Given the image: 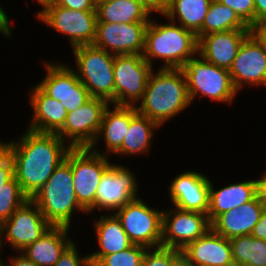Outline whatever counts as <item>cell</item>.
Segmentation results:
<instances>
[{"label":"cell","mask_w":266,"mask_h":266,"mask_svg":"<svg viewBox=\"0 0 266 266\" xmlns=\"http://www.w3.org/2000/svg\"><path fill=\"white\" fill-rule=\"evenodd\" d=\"M20 142L0 143L14 161V172L23 193L31 199L66 159L72 149L56 133L29 130Z\"/></svg>","instance_id":"1"},{"label":"cell","mask_w":266,"mask_h":266,"mask_svg":"<svg viewBox=\"0 0 266 266\" xmlns=\"http://www.w3.org/2000/svg\"><path fill=\"white\" fill-rule=\"evenodd\" d=\"M191 104L185 75L181 68H160L151 72L142 104L137 112L162 125Z\"/></svg>","instance_id":"2"},{"label":"cell","mask_w":266,"mask_h":266,"mask_svg":"<svg viewBox=\"0 0 266 266\" xmlns=\"http://www.w3.org/2000/svg\"><path fill=\"white\" fill-rule=\"evenodd\" d=\"M154 22V23H153ZM199 40L195 33L177 25H158L149 20L145 33L143 58L152 66V57L163 59L162 68H182L198 54Z\"/></svg>","instance_id":"3"},{"label":"cell","mask_w":266,"mask_h":266,"mask_svg":"<svg viewBox=\"0 0 266 266\" xmlns=\"http://www.w3.org/2000/svg\"><path fill=\"white\" fill-rule=\"evenodd\" d=\"M31 200L51 226L69 228L73 210L85 211L77 201L73 185L71 150Z\"/></svg>","instance_id":"4"},{"label":"cell","mask_w":266,"mask_h":266,"mask_svg":"<svg viewBox=\"0 0 266 266\" xmlns=\"http://www.w3.org/2000/svg\"><path fill=\"white\" fill-rule=\"evenodd\" d=\"M79 70L80 82L91 97L100 98L115 105L114 56L93 44L72 49Z\"/></svg>","instance_id":"5"},{"label":"cell","mask_w":266,"mask_h":266,"mask_svg":"<svg viewBox=\"0 0 266 266\" xmlns=\"http://www.w3.org/2000/svg\"><path fill=\"white\" fill-rule=\"evenodd\" d=\"M181 69L186 78L191 102L200 93L212 100L229 103L238 93L229 70L211 64L201 56L188 60Z\"/></svg>","instance_id":"6"},{"label":"cell","mask_w":266,"mask_h":266,"mask_svg":"<svg viewBox=\"0 0 266 266\" xmlns=\"http://www.w3.org/2000/svg\"><path fill=\"white\" fill-rule=\"evenodd\" d=\"M106 154L97 149L72 148L71 169L79 205L85 212L94 210L95 196L104 172L111 166Z\"/></svg>","instance_id":"7"},{"label":"cell","mask_w":266,"mask_h":266,"mask_svg":"<svg viewBox=\"0 0 266 266\" xmlns=\"http://www.w3.org/2000/svg\"><path fill=\"white\" fill-rule=\"evenodd\" d=\"M115 215L133 244L156 248L162 246L163 212L150 208L135 198Z\"/></svg>","instance_id":"8"},{"label":"cell","mask_w":266,"mask_h":266,"mask_svg":"<svg viewBox=\"0 0 266 266\" xmlns=\"http://www.w3.org/2000/svg\"><path fill=\"white\" fill-rule=\"evenodd\" d=\"M152 67L140 54L114 56L115 105L135 106L142 100Z\"/></svg>","instance_id":"9"},{"label":"cell","mask_w":266,"mask_h":266,"mask_svg":"<svg viewBox=\"0 0 266 266\" xmlns=\"http://www.w3.org/2000/svg\"><path fill=\"white\" fill-rule=\"evenodd\" d=\"M37 17L59 33L66 34L73 48L95 41L96 11L72 10L56 4L39 11Z\"/></svg>","instance_id":"10"},{"label":"cell","mask_w":266,"mask_h":266,"mask_svg":"<svg viewBox=\"0 0 266 266\" xmlns=\"http://www.w3.org/2000/svg\"><path fill=\"white\" fill-rule=\"evenodd\" d=\"M109 103L103 99L91 97L75 111L67 113L65 124L57 135L68 140L71 148H89L99 132L102 117Z\"/></svg>","instance_id":"11"},{"label":"cell","mask_w":266,"mask_h":266,"mask_svg":"<svg viewBox=\"0 0 266 266\" xmlns=\"http://www.w3.org/2000/svg\"><path fill=\"white\" fill-rule=\"evenodd\" d=\"M46 77L38 86L50 97L60 101L67 113L75 111L90 98L75 70L61 64L45 63Z\"/></svg>","instance_id":"12"},{"label":"cell","mask_w":266,"mask_h":266,"mask_svg":"<svg viewBox=\"0 0 266 266\" xmlns=\"http://www.w3.org/2000/svg\"><path fill=\"white\" fill-rule=\"evenodd\" d=\"M174 209L173 216L171 211L163 212L162 246L182 251L210 230L211 223L207 214Z\"/></svg>","instance_id":"13"},{"label":"cell","mask_w":266,"mask_h":266,"mask_svg":"<svg viewBox=\"0 0 266 266\" xmlns=\"http://www.w3.org/2000/svg\"><path fill=\"white\" fill-rule=\"evenodd\" d=\"M148 23H96V37L93 45L107 52L110 48V53L113 55H142Z\"/></svg>","instance_id":"14"},{"label":"cell","mask_w":266,"mask_h":266,"mask_svg":"<svg viewBox=\"0 0 266 266\" xmlns=\"http://www.w3.org/2000/svg\"><path fill=\"white\" fill-rule=\"evenodd\" d=\"M0 226L6 241H9L15 250L20 251L38 240L51 227L31 199L27 200Z\"/></svg>","instance_id":"15"},{"label":"cell","mask_w":266,"mask_h":266,"mask_svg":"<svg viewBox=\"0 0 266 266\" xmlns=\"http://www.w3.org/2000/svg\"><path fill=\"white\" fill-rule=\"evenodd\" d=\"M135 177L127 168L111 164L101 177L97 188L94 210H116L134 200L137 192Z\"/></svg>","instance_id":"16"},{"label":"cell","mask_w":266,"mask_h":266,"mask_svg":"<svg viewBox=\"0 0 266 266\" xmlns=\"http://www.w3.org/2000/svg\"><path fill=\"white\" fill-rule=\"evenodd\" d=\"M229 73L237 91L243 83L266 86V50L252 34L241 44Z\"/></svg>","instance_id":"17"},{"label":"cell","mask_w":266,"mask_h":266,"mask_svg":"<svg viewBox=\"0 0 266 266\" xmlns=\"http://www.w3.org/2000/svg\"><path fill=\"white\" fill-rule=\"evenodd\" d=\"M209 184L208 177L195 171L177 175L169 187L170 198L175 208L207 214L210 199Z\"/></svg>","instance_id":"18"},{"label":"cell","mask_w":266,"mask_h":266,"mask_svg":"<svg viewBox=\"0 0 266 266\" xmlns=\"http://www.w3.org/2000/svg\"><path fill=\"white\" fill-rule=\"evenodd\" d=\"M250 30H228L206 34L199 39L198 54L205 61L229 70Z\"/></svg>","instance_id":"19"},{"label":"cell","mask_w":266,"mask_h":266,"mask_svg":"<svg viewBox=\"0 0 266 266\" xmlns=\"http://www.w3.org/2000/svg\"><path fill=\"white\" fill-rule=\"evenodd\" d=\"M181 253L193 266H233L229 239L212 228L197 240L189 243Z\"/></svg>","instance_id":"20"},{"label":"cell","mask_w":266,"mask_h":266,"mask_svg":"<svg viewBox=\"0 0 266 266\" xmlns=\"http://www.w3.org/2000/svg\"><path fill=\"white\" fill-rule=\"evenodd\" d=\"M264 205L257 195L239 208L231 209L219 215L211 228L221 236L231 239L242 235H250L253 227L259 222Z\"/></svg>","instance_id":"21"},{"label":"cell","mask_w":266,"mask_h":266,"mask_svg":"<svg viewBox=\"0 0 266 266\" xmlns=\"http://www.w3.org/2000/svg\"><path fill=\"white\" fill-rule=\"evenodd\" d=\"M30 102L33 121L29 130L41 133H58L65 124L67 111L60 103L48 96L38 85L32 89Z\"/></svg>","instance_id":"22"},{"label":"cell","mask_w":266,"mask_h":266,"mask_svg":"<svg viewBox=\"0 0 266 266\" xmlns=\"http://www.w3.org/2000/svg\"><path fill=\"white\" fill-rule=\"evenodd\" d=\"M68 230L65 226H51L43 236L22 251L23 255L37 266H54L73 243L67 238Z\"/></svg>","instance_id":"23"},{"label":"cell","mask_w":266,"mask_h":266,"mask_svg":"<svg viewBox=\"0 0 266 266\" xmlns=\"http://www.w3.org/2000/svg\"><path fill=\"white\" fill-rule=\"evenodd\" d=\"M257 195L256 180L234 183L217 191L209 184V222L212 223L219 215L244 203L251 201Z\"/></svg>","instance_id":"24"},{"label":"cell","mask_w":266,"mask_h":266,"mask_svg":"<svg viewBox=\"0 0 266 266\" xmlns=\"http://www.w3.org/2000/svg\"><path fill=\"white\" fill-rule=\"evenodd\" d=\"M94 226L101 249L88 255L90 261L99 262L104 256L124 251L133 245L116 215L106 218L101 215Z\"/></svg>","instance_id":"25"},{"label":"cell","mask_w":266,"mask_h":266,"mask_svg":"<svg viewBox=\"0 0 266 266\" xmlns=\"http://www.w3.org/2000/svg\"><path fill=\"white\" fill-rule=\"evenodd\" d=\"M150 13L139 0L96 1L97 23L149 22Z\"/></svg>","instance_id":"26"},{"label":"cell","mask_w":266,"mask_h":266,"mask_svg":"<svg viewBox=\"0 0 266 266\" xmlns=\"http://www.w3.org/2000/svg\"><path fill=\"white\" fill-rule=\"evenodd\" d=\"M130 125V106L115 105L113 111L109 105L105 109L99 132L95 142L90 146L93 147L101 134L106 143V152L116 153L122 146L126 133Z\"/></svg>","instance_id":"27"},{"label":"cell","mask_w":266,"mask_h":266,"mask_svg":"<svg viewBox=\"0 0 266 266\" xmlns=\"http://www.w3.org/2000/svg\"><path fill=\"white\" fill-rule=\"evenodd\" d=\"M160 127L158 123L137 112L136 106H130V125L121 148L116 154L132 155L149 150L152 130Z\"/></svg>","instance_id":"28"},{"label":"cell","mask_w":266,"mask_h":266,"mask_svg":"<svg viewBox=\"0 0 266 266\" xmlns=\"http://www.w3.org/2000/svg\"><path fill=\"white\" fill-rule=\"evenodd\" d=\"M212 0H170L162 15L176 23V16L180 25L197 34L202 27Z\"/></svg>","instance_id":"29"},{"label":"cell","mask_w":266,"mask_h":266,"mask_svg":"<svg viewBox=\"0 0 266 266\" xmlns=\"http://www.w3.org/2000/svg\"><path fill=\"white\" fill-rule=\"evenodd\" d=\"M228 30H250V27L238 17L234 10L217 0H212L201 30L196 34L198 40L206 34Z\"/></svg>","instance_id":"30"},{"label":"cell","mask_w":266,"mask_h":266,"mask_svg":"<svg viewBox=\"0 0 266 266\" xmlns=\"http://www.w3.org/2000/svg\"><path fill=\"white\" fill-rule=\"evenodd\" d=\"M234 265L266 266V240L242 235L229 239Z\"/></svg>","instance_id":"31"},{"label":"cell","mask_w":266,"mask_h":266,"mask_svg":"<svg viewBox=\"0 0 266 266\" xmlns=\"http://www.w3.org/2000/svg\"><path fill=\"white\" fill-rule=\"evenodd\" d=\"M29 198L21 190L15 176L4 187L0 188V225L7 221L13 213Z\"/></svg>","instance_id":"32"},{"label":"cell","mask_w":266,"mask_h":266,"mask_svg":"<svg viewBox=\"0 0 266 266\" xmlns=\"http://www.w3.org/2000/svg\"><path fill=\"white\" fill-rule=\"evenodd\" d=\"M146 250L145 246L133 244L124 251L104 256L99 262L103 266H142Z\"/></svg>","instance_id":"33"},{"label":"cell","mask_w":266,"mask_h":266,"mask_svg":"<svg viewBox=\"0 0 266 266\" xmlns=\"http://www.w3.org/2000/svg\"><path fill=\"white\" fill-rule=\"evenodd\" d=\"M153 252L146 250L142 266H171L174 259L181 253V250L167 247H156Z\"/></svg>","instance_id":"34"},{"label":"cell","mask_w":266,"mask_h":266,"mask_svg":"<svg viewBox=\"0 0 266 266\" xmlns=\"http://www.w3.org/2000/svg\"><path fill=\"white\" fill-rule=\"evenodd\" d=\"M228 6L238 17L248 26L255 23V5L254 0H217Z\"/></svg>","instance_id":"35"},{"label":"cell","mask_w":266,"mask_h":266,"mask_svg":"<svg viewBox=\"0 0 266 266\" xmlns=\"http://www.w3.org/2000/svg\"><path fill=\"white\" fill-rule=\"evenodd\" d=\"M89 256L79 257L77 248L74 243H72L61 255L59 260L54 266H89Z\"/></svg>","instance_id":"36"},{"label":"cell","mask_w":266,"mask_h":266,"mask_svg":"<svg viewBox=\"0 0 266 266\" xmlns=\"http://www.w3.org/2000/svg\"><path fill=\"white\" fill-rule=\"evenodd\" d=\"M15 176L14 161L8 151L0 144V188Z\"/></svg>","instance_id":"37"},{"label":"cell","mask_w":266,"mask_h":266,"mask_svg":"<svg viewBox=\"0 0 266 266\" xmlns=\"http://www.w3.org/2000/svg\"><path fill=\"white\" fill-rule=\"evenodd\" d=\"M58 5L72 10L96 11V0H60Z\"/></svg>","instance_id":"38"},{"label":"cell","mask_w":266,"mask_h":266,"mask_svg":"<svg viewBox=\"0 0 266 266\" xmlns=\"http://www.w3.org/2000/svg\"><path fill=\"white\" fill-rule=\"evenodd\" d=\"M251 34L266 50V19L254 23L250 27Z\"/></svg>","instance_id":"39"},{"label":"cell","mask_w":266,"mask_h":266,"mask_svg":"<svg viewBox=\"0 0 266 266\" xmlns=\"http://www.w3.org/2000/svg\"><path fill=\"white\" fill-rule=\"evenodd\" d=\"M151 13L159 12L163 13L168 5L170 0H139Z\"/></svg>","instance_id":"40"},{"label":"cell","mask_w":266,"mask_h":266,"mask_svg":"<svg viewBox=\"0 0 266 266\" xmlns=\"http://www.w3.org/2000/svg\"><path fill=\"white\" fill-rule=\"evenodd\" d=\"M251 235L257 239L266 240V208L263 209L261 218L253 227Z\"/></svg>","instance_id":"41"},{"label":"cell","mask_w":266,"mask_h":266,"mask_svg":"<svg viewBox=\"0 0 266 266\" xmlns=\"http://www.w3.org/2000/svg\"><path fill=\"white\" fill-rule=\"evenodd\" d=\"M256 192L258 199L266 208V172L261 179L256 180Z\"/></svg>","instance_id":"42"},{"label":"cell","mask_w":266,"mask_h":266,"mask_svg":"<svg viewBox=\"0 0 266 266\" xmlns=\"http://www.w3.org/2000/svg\"><path fill=\"white\" fill-rule=\"evenodd\" d=\"M255 23L266 19V0H254Z\"/></svg>","instance_id":"43"},{"label":"cell","mask_w":266,"mask_h":266,"mask_svg":"<svg viewBox=\"0 0 266 266\" xmlns=\"http://www.w3.org/2000/svg\"><path fill=\"white\" fill-rule=\"evenodd\" d=\"M11 27L9 23V18L7 17L6 13L0 6V33L5 34V36H9L11 34Z\"/></svg>","instance_id":"44"},{"label":"cell","mask_w":266,"mask_h":266,"mask_svg":"<svg viewBox=\"0 0 266 266\" xmlns=\"http://www.w3.org/2000/svg\"><path fill=\"white\" fill-rule=\"evenodd\" d=\"M21 256L19 257H14L11 258V265H9L8 263H2L3 266H37L35 263H33L32 261H30L25 255L20 254Z\"/></svg>","instance_id":"45"},{"label":"cell","mask_w":266,"mask_h":266,"mask_svg":"<svg viewBox=\"0 0 266 266\" xmlns=\"http://www.w3.org/2000/svg\"><path fill=\"white\" fill-rule=\"evenodd\" d=\"M171 266H193L190 261L180 253L173 261Z\"/></svg>","instance_id":"46"},{"label":"cell","mask_w":266,"mask_h":266,"mask_svg":"<svg viewBox=\"0 0 266 266\" xmlns=\"http://www.w3.org/2000/svg\"><path fill=\"white\" fill-rule=\"evenodd\" d=\"M41 6H43V9L56 5L59 3L60 0H37Z\"/></svg>","instance_id":"47"},{"label":"cell","mask_w":266,"mask_h":266,"mask_svg":"<svg viewBox=\"0 0 266 266\" xmlns=\"http://www.w3.org/2000/svg\"><path fill=\"white\" fill-rule=\"evenodd\" d=\"M89 266H103L100 262L97 261H90Z\"/></svg>","instance_id":"48"},{"label":"cell","mask_w":266,"mask_h":266,"mask_svg":"<svg viewBox=\"0 0 266 266\" xmlns=\"http://www.w3.org/2000/svg\"><path fill=\"white\" fill-rule=\"evenodd\" d=\"M3 237V234H2V230H1V226H0V248L2 246V238ZM1 250V249H0ZM3 262L1 261V258H0V264H2Z\"/></svg>","instance_id":"49"},{"label":"cell","mask_w":266,"mask_h":266,"mask_svg":"<svg viewBox=\"0 0 266 266\" xmlns=\"http://www.w3.org/2000/svg\"><path fill=\"white\" fill-rule=\"evenodd\" d=\"M96 1H113V0H96Z\"/></svg>","instance_id":"50"}]
</instances>
